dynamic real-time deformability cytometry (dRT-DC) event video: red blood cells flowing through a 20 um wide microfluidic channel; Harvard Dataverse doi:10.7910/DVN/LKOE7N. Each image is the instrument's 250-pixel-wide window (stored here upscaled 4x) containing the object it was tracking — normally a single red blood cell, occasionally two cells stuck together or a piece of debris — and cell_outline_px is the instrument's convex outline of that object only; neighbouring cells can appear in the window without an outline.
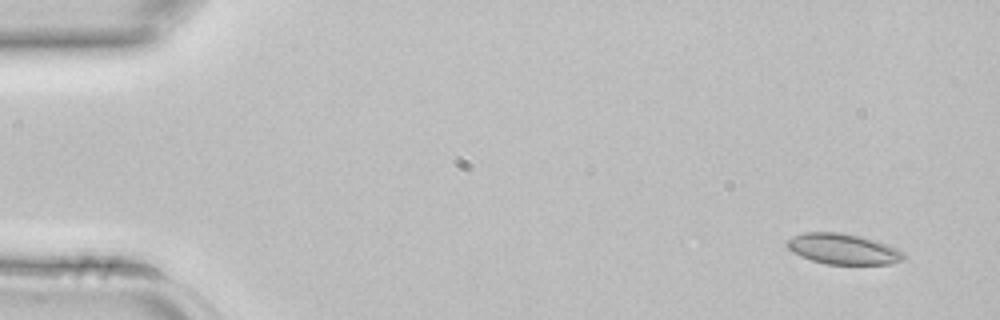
{"species": "common noctule bat (a hibernating species)", "species_latin": "Nyctalus noctula", "temperature_condition": "room temperature", "stored_images_in_passage": 4, "camera_frame_rate_fps": 3000, "um_per_image_px": 0.085, "animal": {"sex": "female", "body_mass_g": 22.7, "forearm_length_mm": 54.2}, "frame": {"image": 1, "passage_image": 1, "time_ms": 0.0, "image_size_px": [1000, 320], "cell_outline_px": [[908, 256], [904, 260], [892, 264], [824, 264], [800, 256], [792, 252], [784, 244], [792, 236], [804, 232], [840, 232], [860, 236], [896, 248], [904, 252]], "centroid_in_image_um": [71.65, 21.17], "position_along_channel_um": 13.3, "area_um2": 20.92}}